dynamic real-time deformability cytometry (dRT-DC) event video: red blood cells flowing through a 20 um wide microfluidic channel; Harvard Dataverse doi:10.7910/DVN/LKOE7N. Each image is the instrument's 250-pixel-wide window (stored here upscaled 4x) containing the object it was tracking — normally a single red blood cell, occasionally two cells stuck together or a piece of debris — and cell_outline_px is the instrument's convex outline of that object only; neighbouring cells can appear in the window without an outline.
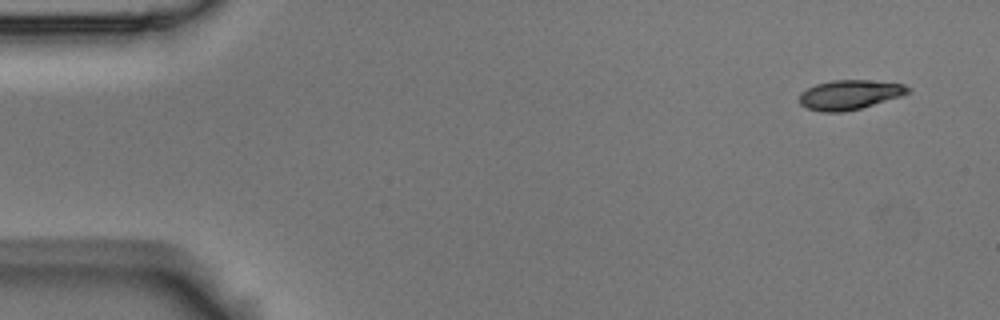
{"species": "Egyptian fruit bat (a non-hibernating species)", "species_latin": "Rousettus aegyptiacus", "temperature_condition": "room temperature", "stored_images_in_passage": 5, "camera_frame_rate_fps": 3000, "um_per_image_px": 0.085, "animal": {"sex": "male"}, "frame": {"image": 1, "passage_image": 1, "time_ms": 0.0, "image_size_px": [1000, 320], "cell_outline_px": [[912, 92], [900, 96], [860, 108], [844, 112], [820, 112], [808, 108], [800, 104], [800, 92], [816, 84], [832, 80], [868, 80], [904, 84], [912, 88]], "centroid_in_image_um": [72.23, 8.05], "position_along_channel_um": 12.8, "area_um2": 18.67}}
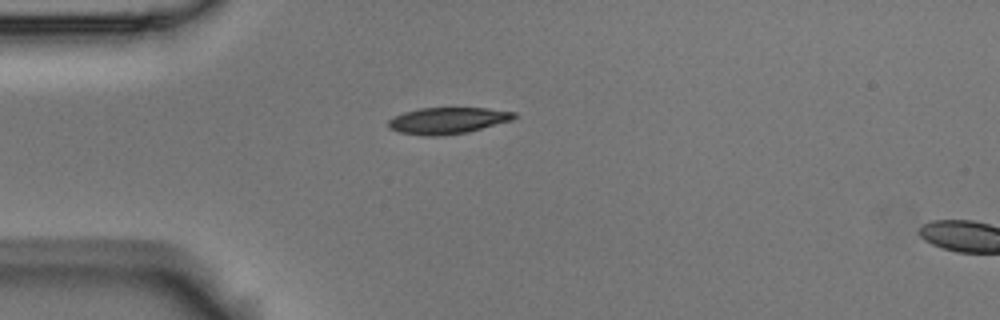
{"frame": {"image": 2, "passage_image": 4, "time_ms": 1.0, "image_size_px": [1000, 320], "cell_outline_px": [[516, 116], [512, 120], [468, 132], [440, 136], [428, 136], [400, 132], [388, 128], [388, 120], [404, 112], [420, 108], [488, 108], [516, 112]], "centroid_in_image_um": [38.06, 10.25], "position_along_channel_um": 46.9, "area_um2": 19.31}}